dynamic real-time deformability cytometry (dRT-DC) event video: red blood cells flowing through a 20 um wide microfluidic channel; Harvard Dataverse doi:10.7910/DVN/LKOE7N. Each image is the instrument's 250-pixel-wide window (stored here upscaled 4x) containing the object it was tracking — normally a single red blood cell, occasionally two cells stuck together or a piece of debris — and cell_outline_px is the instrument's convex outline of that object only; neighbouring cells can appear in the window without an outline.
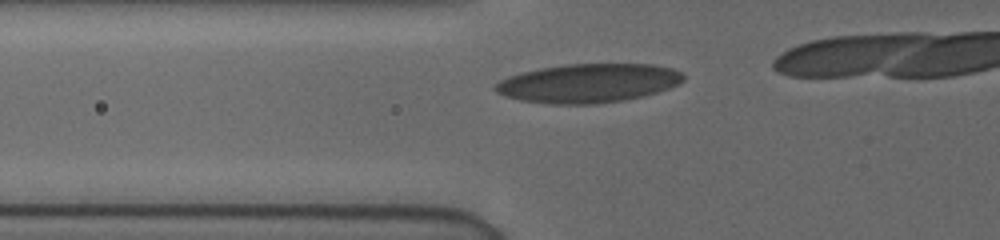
{"species": "human", "species_latin": "Homo sapiens", "temperature_condition": "cold", "stored_images_in_passage": 11, "camera_frame_rate_fps": 3000, "um_per_image_px": 0.085, "donor": {"sex": "female"}, "frame": {"image": 1, "passage_image": 5, "time_ms": 1.333, "image_size_px": [1000, 240], "cell_outline_px": [[684, 80], [680, 84], [644, 96], [624, 100], [596, 104], [552, 104], [520, 100], [504, 96], [496, 92], [492, 88], [500, 80], [508, 76], [540, 68], [564, 64], [652, 64], [672, 68], [680, 72], [684, 76]], "centroid_in_image_um": [50.0, 7.07], "position_along_channel_um": 75.8, "area_um2": 42.71}}
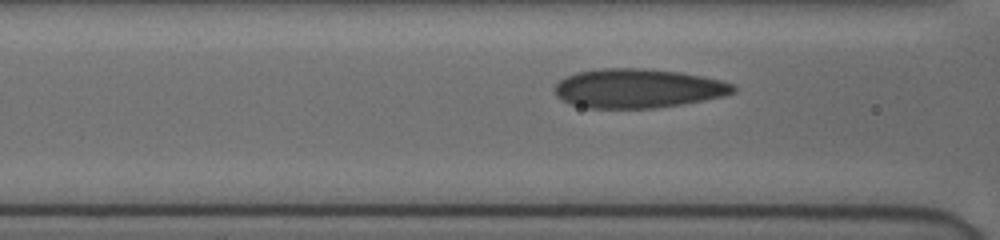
{"frame": {"image": 2, "passage_image": 8, "time_ms": 2.333, "image_size_px": [1000, 240], "cell_outline_px": [[736, 92], [724, 96], [680, 104], [652, 108], [588, 108], [568, 104], [560, 100], [552, 92], [552, 88], [564, 76], [576, 72], [600, 68], [644, 68], [680, 72], [720, 80], [732, 84], [736, 88]], "centroid_in_image_um": [54.13, 7.51], "position_along_channel_um": 112.5, "area_um2": 41.04}}